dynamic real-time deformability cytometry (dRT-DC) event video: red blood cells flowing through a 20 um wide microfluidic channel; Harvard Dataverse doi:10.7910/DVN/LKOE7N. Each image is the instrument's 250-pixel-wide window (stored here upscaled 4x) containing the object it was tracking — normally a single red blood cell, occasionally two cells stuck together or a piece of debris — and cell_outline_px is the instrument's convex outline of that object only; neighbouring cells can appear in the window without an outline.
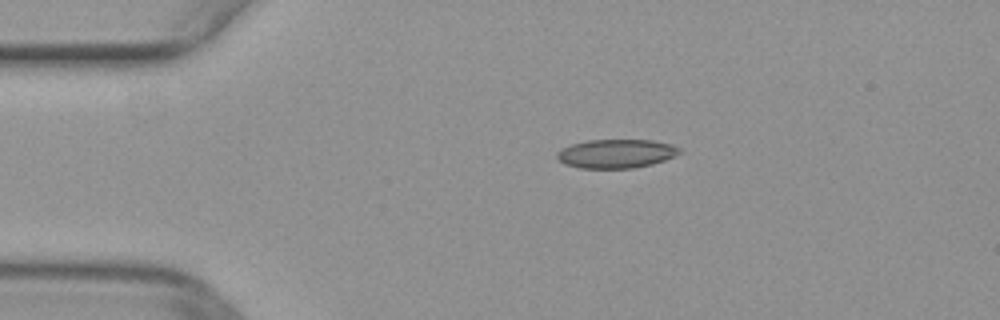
{"species": "common noctule bat (a hibernating species)", "species_latin": "Nyctalus noctula", "temperature_condition": "warm", "stored_images_in_passage": 41, "camera_frame_rate_fps": 3000, "um_per_image_px": 0.085, "animal": {"sex": "female", "body_mass_g": 29.2, "forearm_length_mm": 56.3}, "frame": {"image": 1, "passage_image": 1, "time_ms": 0.0, "image_size_px": [1000, 320], "cell_outline_px": [[680, 152], [664, 160], [652, 164], [632, 168], [580, 168], [564, 164], [556, 156], [556, 152], [560, 148], [572, 144], [588, 140], [652, 140], [672, 144], [680, 148]], "centroid_in_image_um": [52.34, 13.05], "position_along_channel_um": 32.7, "area_um2": 20.52}}
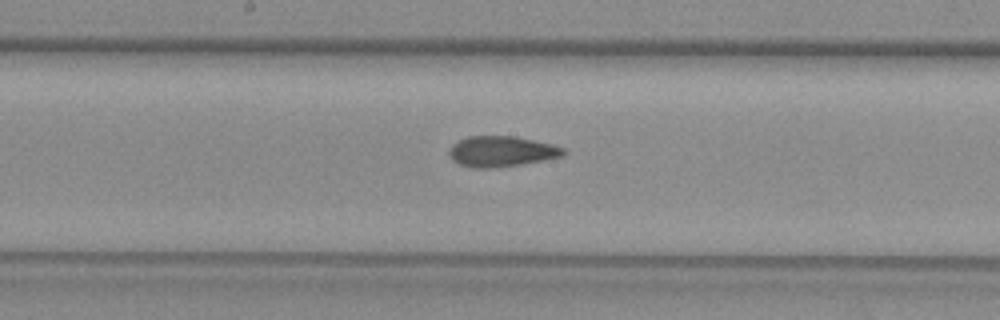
{"frame": {"image": 2, "passage_image": 17, "time_ms": 5.333, "image_size_px": [1000, 320], "cell_outline_px": [[568, 152], [564, 156], [544, 160], [520, 164], [492, 168], [472, 168], [460, 164], [452, 160], [448, 152], [452, 144], [468, 136], [512, 136], [552, 144], [564, 148]], "centroid_in_image_um": [42.63, 12.87], "position_along_channel_um": 205.6, "area_um2": 20.35}}
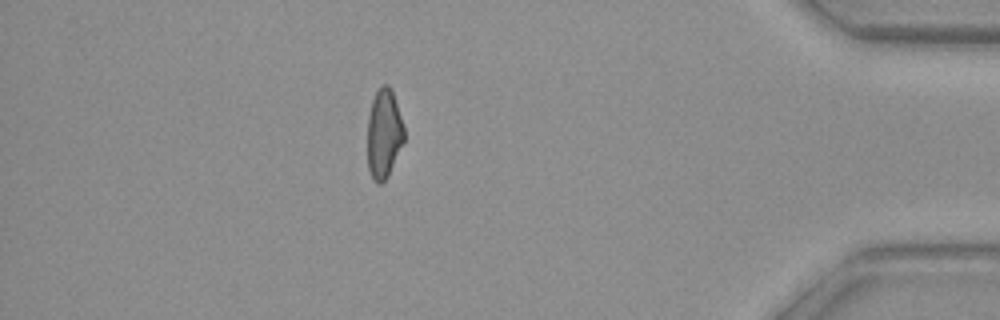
{"frame": {"image": 3, "passage_image": 35, "time_ms": 11.333, "image_size_px": [1000, 320], "cell_outline_px": [[404, 140], [388, 176], [380, 184], [376, 184], [372, 180], [368, 168], [368, 116], [372, 100], [380, 84], [388, 84], [392, 88], [404, 124]], "centroid_in_image_um": [32.63, 11.34], "position_along_channel_um": 402.6, "area_um2": 19.31}}